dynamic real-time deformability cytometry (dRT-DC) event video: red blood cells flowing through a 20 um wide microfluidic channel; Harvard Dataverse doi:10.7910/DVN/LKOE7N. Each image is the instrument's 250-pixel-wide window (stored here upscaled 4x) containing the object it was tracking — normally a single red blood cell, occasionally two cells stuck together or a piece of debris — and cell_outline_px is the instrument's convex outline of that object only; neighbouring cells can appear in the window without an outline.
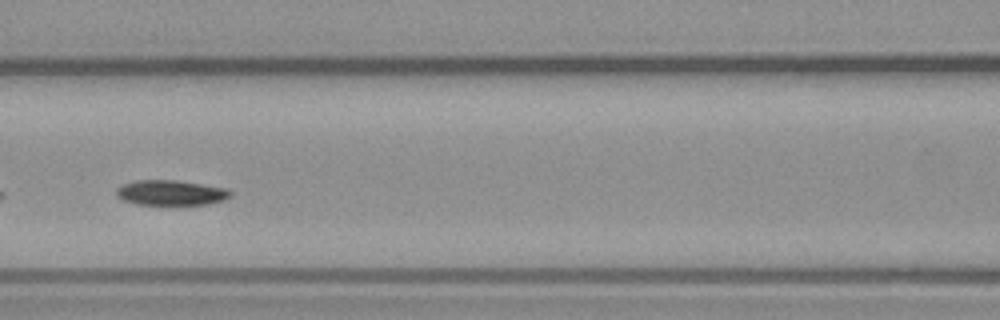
{"species": "common noctule bat (a hibernating species)", "species_latin": "Nyctalus noctula", "temperature_condition": "warm", "stored_images_in_passage": 47, "segment_of_instrument_passage": [2, 2], "camera_frame_rate_fps": 3000, "um_per_image_px": 0.085, "animal": {"sex": "male", "body_mass_g": 23.1, "forearm_length_mm": 52.7}, "frame": {"image": 1, "passage_image": 19, "time_ms": 6.0, "image_size_px": [1000, 320], "cell_outline_px": [[232, 196], [224, 200], [208, 204], [136, 204], [124, 200], [116, 196], [116, 188], [120, 184], [136, 180], [176, 180], [228, 188], [232, 192]], "centroid_in_image_um": [14.52, 16.37], "position_along_channel_um": 152.1, "area_um2": 16.82}}
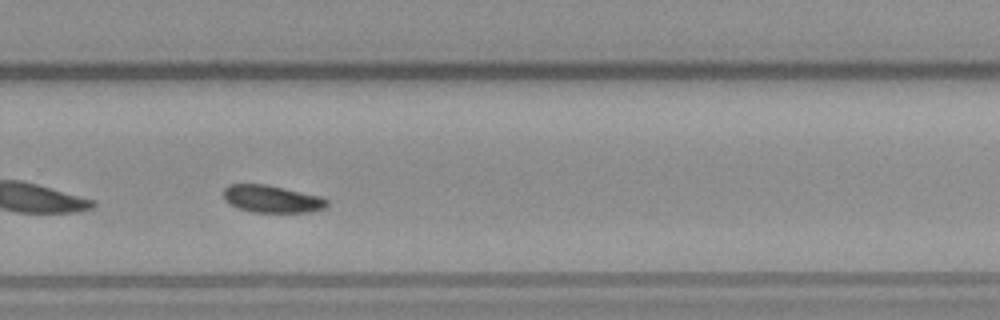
{"frame": {"image": 2, "passage_image": 30, "time_ms": 9.667, "image_size_px": [1000, 320], "cell_outline_px": [[328, 204], [324, 208], [312, 212], [252, 212], [236, 208], [228, 204], [224, 200], [224, 188], [228, 184], [268, 184], [320, 196], [328, 200]], "centroid_in_image_um": [23.08, 16.91], "position_along_channel_um": 306.7, "area_um2": 16.7}}
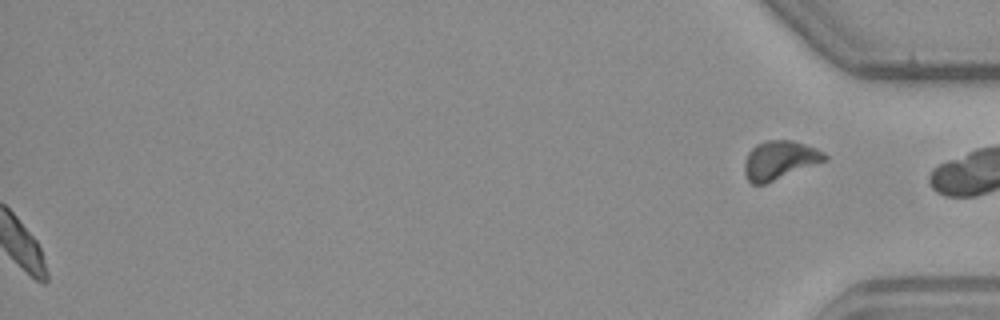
{"frame": {"image": 3, "passage_image": 47, "time_ms": 15.333, "image_size_px": [1000, 320], "cell_outline_px": [[828, 160], [764, 184], [752, 184], [748, 180], [744, 172], [744, 164], [748, 152], [756, 144], [764, 140], [792, 140], [816, 148], [824, 152], [828, 156]], "centroid_in_image_um": [66.27, 13.6], "position_along_channel_um": 368.9, "area_um2": 18.09}}